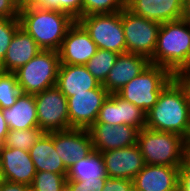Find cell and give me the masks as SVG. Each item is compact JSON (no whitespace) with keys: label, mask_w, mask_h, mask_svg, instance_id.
<instances>
[{"label":"cell","mask_w":190,"mask_h":191,"mask_svg":"<svg viewBox=\"0 0 190 191\" xmlns=\"http://www.w3.org/2000/svg\"><path fill=\"white\" fill-rule=\"evenodd\" d=\"M149 129L190 138V106L183 88L173 78L161 91L157 103L146 114Z\"/></svg>","instance_id":"obj_1"},{"label":"cell","mask_w":190,"mask_h":191,"mask_svg":"<svg viewBox=\"0 0 190 191\" xmlns=\"http://www.w3.org/2000/svg\"><path fill=\"white\" fill-rule=\"evenodd\" d=\"M20 26L42 50L58 51L69 27L76 21L68 13L41 7L19 10Z\"/></svg>","instance_id":"obj_2"},{"label":"cell","mask_w":190,"mask_h":191,"mask_svg":"<svg viewBox=\"0 0 190 191\" xmlns=\"http://www.w3.org/2000/svg\"><path fill=\"white\" fill-rule=\"evenodd\" d=\"M190 60V24L182 19L160 25L151 64L181 71Z\"/></svg>","instance_id":"obj_3"},{"label":"cell","mask_w":190,"mask_h":191,"mask_svg":"<svg viewBox=\"0 0 190 191\" xmlns=\"http://www.w3.org/2000/svg\"><path fill=\"white\" fill-rule=\"evenodd\" d=\"M185 141L181 135L145 127L139 130L137 144L145 164L180 167L185 157Z\"/></svg>","instance_id":"obj_4"},{"label":"cell","mask_w":190,"mask_h":191,"mask_svg":"<svg viewBox=\"0 0 190 191\" xmlns=\"http://www.w3.org/2000/svg\"><path fill=\"white\" fill-rule=\"evenodd\" d=\"M172 79L173 74L167 68L150 63L116 94L147 114L157 103L162 89Z\"/></svg>","instance_id":"obj_5"},{"label":"cell","mask_w":190,"mask_h":191,"mask_svg":"<svg viewBox=\"0 0 190 191\" xmlns=\"http://www.w3.org/2000/svg\"><path fill=\"white\" fill-rule=\"evenodd\" d=\"M59 66L58 51L42 50L14 72L21 92L35 95L56 86Z\"/></svg>","instance_id":"obj_6"},{"label":"cell","mask_w":190,"mask_h":191,"mask_svg":"<svg viewBox=\"0 0 190 191\" xmlns=\"http://www.w3.org/2000/svg\"><path fill=\"white\" fill-rule=\"evenodd\" d=\"M89 33L98 49L126 53V40L122 26L121 11L91 14L77 20Z\"/></svg>","instance_id":"obj_7"},{"label":"cell","mask_w":190,"mask_h":191,"mask_svg":"<svg viewBox=\"0 0 190 191\" xmlns=\"http://www.w3.org/2000/svg\"><path fill=\"white\" fill-rule=\"evenodd\" d=\"M122 26L126 40V52L152 58L160 23L133 14L126 7L121 11Z\"/></svg>","instance_id":"obj_8"},{"label":"cell","mask_w":190,"mask_h":191,"mask_svg":"<svg viewBox=\"0 0 190 191\" xmlns=\"http://www.w3.org/2000/svg\"><path fill=\"white\" fill-rule=\"evenodd\" d=\"M38 126L43 132L69 129L67 97L56 87L34 95Z\"/></svg>","instance_id":"obj_9"},{"label":"cell","mask_w":190,"mask_h":191,"mask_svg":"<svg viewBox=\"0 0 190 191\" xmlns=\"http://www.w3.org/2000/svg\"><path fill=\"white\" fill-rule=\"evenodd\" d=\"M108 96V91L101 84L96 89L68 97L69 129H89L96 122L99 110Z\"/></svg>","instance_id":"obj_10"},{"label":"cell","mask_w":190,"mask_h":191,"mask_svg":"<svg viewBox=\"0 0 190 191\" xmlns=\"http://www.w3.org/2000/svg\"><path fill=\"white\" fill-rule=\"evenodd\" d=\"M97 45L76 20L67 30L58 50L60 64L85 65L97 52Z\"/></svg>","instance_id":"obj_11"},{"label":"cell","mask_w":190,"mask_h":191,"mask_svg":"<svg viewBox=\"0 0 190 191\" xmlns=\"http://www.w3.org/2000/svg\"><path fill=\"white\" fill-rule=\"evenodd\" d=\"M93 150L97 152L110 151L136 145L139 129L130 125H110L105 123H94L88 129Z\"/></svg>","instance_id":"obj_12"},{"label":"cell","mask_w":190,"mask_h":191,"mask_svg":"<svg viewBox=\"0 0 190 191\" xmlns=\"http://www.w3.org/2000/svg\"><path fill=\"white\" fill-rule=\"evenodd\" d=\"M54 146L67 170L77 160L88 156L93 151L88 129L71 128L54 131Z\"/></svg>","instance_id":"obj_13"},{"label":"cell","mask_w":190,"mask_h":191,"mask_svg":"<svg viewBox=\"0 0 190 191\" xmlns=\"http://www.w3.org/2000/svg\"><path fill=\"white\" fill-rule=\"evenodd\" d=\"M108 177L131 179L146 165L136 145L101 152Z\"/></svg>","instance_id":"obj_14"},{"label":"cell","mask_w":190,"mask_h":191,"mask_svg":"<svg viewBox=\"0 0 190 191\" xmlns=\"http://www.w3.org/2000/svg\"><path fill=\"white\" fill-rule=\"evenodd\" d=\"M0 171L3 180L31 185L36 168L29 151L0 145Z\"/></svg>","instance_id":"obj_15"},{"label":"cell","mask_w":190,"mask_h":191,"mask_svg":"<svg viewBox=\"0 0 190 191\" xmlns=\"http://www.w3.org/2000/svg\"><path fill=\"white\" fill-rule=\"evenodd\" d=\"M149 64L150 60L145 56L128 52L119 54L102 86L109 94H116Z\"/></svg>","instance_id":"obj_16"},{"label":"cell","mask_w":190,"mask_h":191,"mask_svg":"<svg viewBox=\"0 0 190 191\" xmlns=\"http://www.w3.org/2000/svg\"><path fill=\"white\" fill-rule=\"evenodd\" d=\"M179 167L145 165L133 178L134 191H178Z\"/></svg>","instance_id":"obj_17"},{"label":"cell","mask_w":190,"mask_h":191,"mask_svg":"<svg viewBox=\"0 0 190 191\" xmlns=\"http://www.w3.org/2000/svg\"><path fill=\"white\" fill-rule=\"evenodd\" d=\"M126 8L137 16L162 24L180 20L183 3L181 0H126Z\"/></svg>","instance_id":"obj_18"},{"label":"cell","mask_w":190,"mask_h":191,"mask_svg":"<svg viewBox=\"0 0 190 191\" xmlns=\"http://www.w3.org/2000/svg\"><path fill=\"white\" fill-rule=\"evenodd\" d=\"M42 49L35 40L21 27L16 31L3 61L0 71L14 73L32 58L39 54Z\"/></svg>","instance_id":"obj_19"},{"label":"cell","mask_w":190,"mask_h":191,"mask_svg":"<svg viewBox=\"0 0 190 191\" xmlns=\"http://www.w3.org/2000/svg\"><path fill=\"white\" fill-rule=\"evenodd\" d=\"M101 84L87 70L85 65L60 64L56 87L68 98L74 93L96 89Z\"/></svg>","instance_id":"obj_20"},{"label":"cell","mask_w":190,"mask_h":191,"mask_svg":"<svg viewBox=\"0 0 190 191\" xmlns=\"http://www.w3.org/2000/svg\"><path fill=\"white\" fill-rule=\"evenodd\" d=\"M36 171H50L67 177L68 170L54 146V131L44 132L29 150Z\"/></svg>","instance_id":"obj_21"},{"label":"cell","mask_w":190,"mask_h":191,"mask_svg":"<svg viewBox=\"0 0 190 191\" xmlns=\"http://www.w3.org/2000/svg\"><path fill=\"white\" fill-rule=\"evenodd\" d=\"M1 110L9 130L39 128L34 95L21 92L12 107Z\"/></svg>","instance_id":"obj_22"},{"label":"cell","mask_w":190,"mask_h":191,"mask_svg":"<svg viewBox=\"0 0 190 191\" xmlns=\"http://www.w3.org/2000/svg\"><path fill=\"white\" fill-rule=\"evenodd\" d=\"M91 178H108L103 156L94 150L88 156L77 160L67 173V180L86 181Z\"/></svg>","instance_id":"obj_23"},{"label":"cell","mask_w":190,"mask_h":191,"mask_svg":"<svg viewBox=\"0 0 190 191\" xmlns=\"http://www.w3.org/2000/svg\"><path fill=\"white\" fill-rule=\"evenodd\" d=\"M118 55L111 50L98 49L96 54L85 64V67L100 84H103Z\"/></svg>","instance_id":"obj_24"},{"label":"cell","mask_w":190,"mask_h":191,"mask_svg":"<svg viewBox=\"0 0 190 191\" xmlns=\"http://www.w3.org/2000/svg\"><path fill=\"white\" fill-rule=\"evenodd\" d=\"M43 133L39 128L9 130L2 146L29 151Z\"/></svg>","instance_id":"obj_25"},{"label":"cell","mask_w":190,"mask_h":191,"mask_svg":"<svg viewBox=\"0 0 190 191\" xmlns=\"http://www.w3.org/2000/svg\"><path fill=\"white\" fill-rule=\"evenodd\" d=\"M117 108L119 114V125L125 124L136 127L139 130L146 126V113L134 104L125 101L117 95Z\"/></svg>","instance_id":"obj_26"},{"label":"cell","mask_w":190,"mask_h":191,"mask_svg":"<svg viewBox=\"0 0 190 191\" xmlns=\"http://www.w3.org/2000/svg\"><path fill=\"white\" fill-rule=\"evenodd\" d=\"M67 177L50 171H37L30 191H66Z\"/></svg>","instance_id":"obj_27"},{"label":"cell","mask_w":190,"mask_h":191,"mask_svg":"<svg viewBox=\"0 0 190 191\" xmlns=\"http://www.w3.org/2000/svg\"><path fill=\"white\" fill-rule=\"evenodd\" d=\"M20 94L15 73L0 71V108L12 107Z\"/></svg>","instance_id":"obj_28"},{"label":"cell","mask_w":190,"mask_h":191,"mask_svg":"<svg viewBox=\"0 0 190 191\" xmlns=\"http://www.w3.org/2000/svg\"><path fill=\"white\" fill-rule=\"evenodd\" d=\"M126 7V0H83L82 16L120 12Z\"/></svg>","instance_id":"obj_29"},{"label":"cell","mask_w":190,"mask_h":191,"mask_svg":"<svg viewBox=\"0 0 190 191\" xmlns=\"http://www.w3.org/2000/svg\"><path fill=\"white\" fill-rule=\"evenodd\" d=\"M20 27L19 18L0 17V64L6 55L16 31Z\"/></svg>","instance_id":"obj_30"},{"label":"cell","mask_w":190,"mask_h":191,"mask_svg":"<svg viewBox=\"0 0 190 191\" xmlns=\"http://www.w3.org/2000/svg\"><path fill=\"white\" fill-rule=\"evenodd\" d=\"M95 123L119 125V114L117 108V94H109L99 110Z\"/></svg>","instance_id":"obj_31"},{"label":"cell","mask_w":190,"mask_h":191,"mask_svg":"<svg viewBox=\"0 0 190 191\" xmlns=\"http://www.w3.org/2000/svg\"><path fill=\"white\" fill-rule=\"evenodd\" d=\"M107 178H91L86 181L67 180L66 191H102Z\"/></svg>","instance_id":"obj_32"},{"label":"cell","mask_w":190,"mask_h":191,"mask_svg":"<svg viewBox=\"0 0 190 191\" xmlns=\"http://www.w3.org/2000/svg\"><path fill=\"white\" fill-rule=\"evenodd\" d=\"M83 0H52V10L68 13L74 20L82 17Z\"/></svg>","instance_id":"obj_33"},{"label":"cell","mask_w":190,"mask_h":191,"mask_svg":"<svg viewBox=\"0 0 190 191\" xmlns=\"http://www.w3.org/2000/svg\"><path fill=\"white\" fill-rule=\"evenodd\" d=\"M102 191H134L133 180L108 177Z\"/></svg>","instance_id":"obj_34"},{"label":"cell","mask_w":190,"mask_h":191,"mask_svg":"<svg viewBox=\"0 0 190 191\" xmlns=\"http://www.w3.org/2000/svg\"><path fill=\"white\" fill-rule=\"evenodd\" d=\"M19 10L14 0H0V17L19 18Z\"/></svg>","instance_id":"obj_35"},{"label":"cell","mask_w":190,"mask_h":191,"mask_svg":"<svg viewBox=\"0 0 190 191\" xmlns=\"http://www.w3.org/2000/svg\"><path fill=\"white\" fill-rule=\"evenodd\" d=\"M178 191H190V165L185 160L179 167Z\"/></svg>","instance_id":"obj_36"},{"label":"cell","mask_w":190,"mask_h":191,"mask_svg":"<svg viewBox=\"0 0 190 191\" xmlns=\"http://www.w3.org/2000/svg\"><path fill=\"white\" fill-rule=\"evenodd\" d=\"M0 191H30V186L3 180L0 185Z\"/></svg>","instance_id":"obj_37"},{"label":"cell","mask_w":190,"mask_h":191,"mask_svg":"<svg viewBox=\"0 0 190 191\" xmlns=\"http://www.w3.org/2000/svg\"><path fill=\"white\" fill-rule=\"evenodd\" d=\"M32 7L52 10V0H24V8Z\"/></svg>","instance_id":"obj_38"},{"label":"cell","mask_w":190,"mask_h":191,"mask_svg":"<svg viewBox=\"0 0 190 191\" xmlns=\"http://www.w3.org/2000/svg\"><path fill=\"white\" fill-rule=\"evenodd\" d=\"M183 88L187 102L190 106V77H173Z\"/></svg>","instance_id":"obj_39"},{"label":"cell","mask_w":190,"mask_h":191,"mask_svg":"<svg viewBox=\"0 0 190 191\" xmlns=\"http://www.w3.org/2000/svg\"><path fill=\"white\" fill-rule=\"evenodd\" d=\"M8 132H9L8 125L3 117L2 110L0 108V145L3 144Z\"/></svg>","instance_id":"obj_40"},{"label":"cell","mask_w":190,"mask_h":191,"mask_svg":"<svg viewBox=\"0 0 190 191\" xmlns=\"http://www.w3.org/2000/svg\"><path fill=\"white\" fill-rule=\"evenodd\" d=\"M182 20L190 24V0L183 3Z\"/></svg>","instance_id":"obj_41"},{"label":"cell","mask_w":190,"mask_h":191,"mask_svg":"<svg viewBox=\"0 0 190 191\" xmlns=\"http://www.w3.org/2000/svg\"><path fill=\"white\" fill-rule=\"evenodd\" d=\"M173 77H190V60L181 71L174 73Z\"/></svg>","instance_id":"obj_42"},{"label":"cell","mask_w":190,"mask_h":191,"mask_svg":"<svg viewBox=\"0 0 190 191\" xmlns=\"http://www.w3.org/2000/svg\"><path fill=\"white\" fill-rule=\"evenodd\" d=\"M184 160L190 165V140L185 141V157Z\"/></svg>","instance_id":"obj_43"},{"label":"cell","mask_w":190,"mask_h":191,"mask_svg":"<svg viewBox=\"0 0 190 191\" xmlns=\"http://www.w3.org/2000/svg\"><path fill=\"white\" fill-rule=\"evenodd\" d=\"M19 6V9H24V0H14Z\"/></svg>","instance_id":"obj_44"},{"label":"cell","mask_w":190,"mask_h":191,"mask_svg":"<svg viewBox=\"0 0 190 191\" xmlns=\"http://www.w3.org/2000/svg\"><path fill=\"white\" fill-rule=\"evenodd\" d=\"M2 182H3V177H2V173L0 171V185H1Z\"/></svg>","instance_id":"obj_45"}]
</instances>
